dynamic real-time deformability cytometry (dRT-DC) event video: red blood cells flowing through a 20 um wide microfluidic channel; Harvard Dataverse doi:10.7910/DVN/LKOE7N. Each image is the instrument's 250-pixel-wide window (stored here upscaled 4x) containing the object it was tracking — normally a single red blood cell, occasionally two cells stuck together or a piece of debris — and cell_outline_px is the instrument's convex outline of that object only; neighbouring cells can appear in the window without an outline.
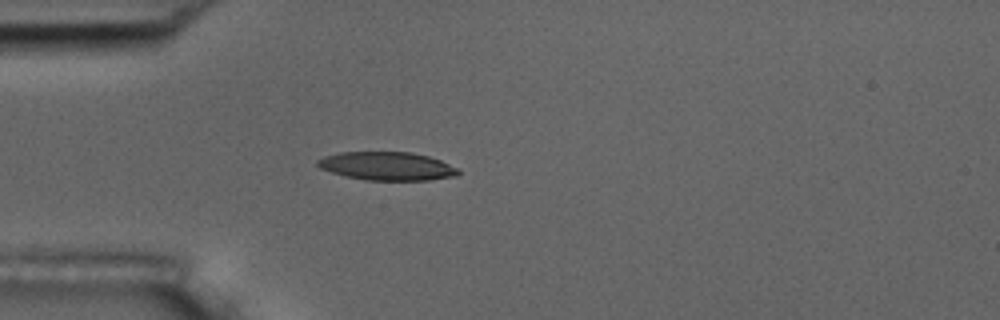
{"species": "common noctule bat (a hibernating species)", "species_latin": "Nyctalus noctula", "temperature_condition": "room temperature", "stored_images_in_passage": 4, "camera_frame_rate_fps": 3000, "um_per_image_px": 0.085, "animal": {"sex": "male", "body_mass_g": 17.5, "forearm_length_mm": 52.3}, "frame": {"image": 1, "passage_image": 4, "time_ms": 3.333, "image_size_px": [1000, 320], "cell_outline_px": [[460, 172], [456, 176], [428, 180], [364, 180], [344, 176], [320, 168], [316, 164], [316, 160], [324, 156], [340, 152], [412, 152], [428, 156], [440, 160], [456, 168]], "centroid_in_image_um": [32.86, 14.12], "position_along_channel_um": 52.1, "area_um2": 23.24}}